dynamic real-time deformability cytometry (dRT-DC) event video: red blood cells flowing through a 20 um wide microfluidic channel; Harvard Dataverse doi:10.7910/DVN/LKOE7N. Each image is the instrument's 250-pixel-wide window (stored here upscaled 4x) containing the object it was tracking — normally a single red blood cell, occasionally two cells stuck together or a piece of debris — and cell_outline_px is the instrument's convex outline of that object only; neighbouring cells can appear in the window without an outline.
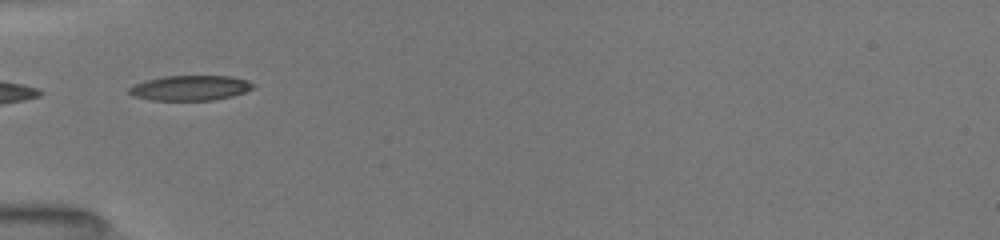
{"species": "common noctule bat (a hibernating species)", "species_latin": "Nyctalus noctula", "temperature_condition": "room temperature", "stored_images_in_passage": 15, "camera_frame_rate_fps": 3000, "um_per_image_px": 0.085, "animal": {"sex": "female", "body_mass_g": 19.5, "forearm_length_mm": 54.1}, "frame": {"image": 1, "passage_image": 1, "time_ms": 0.0, "image_size_px": [1000, 240], "cell_outline_px": [[256, 88], [232, 96], [212, 100], [152, 100], [132, 96], [128, 92], [128, 88], [132, 84], [164, 76], [232, 76], [248, 80], [256, 84]], "centroid_in_image_um": [16.19, 7.47], "position_along_channel_um": 68.8, "area_um2": 18.26}}
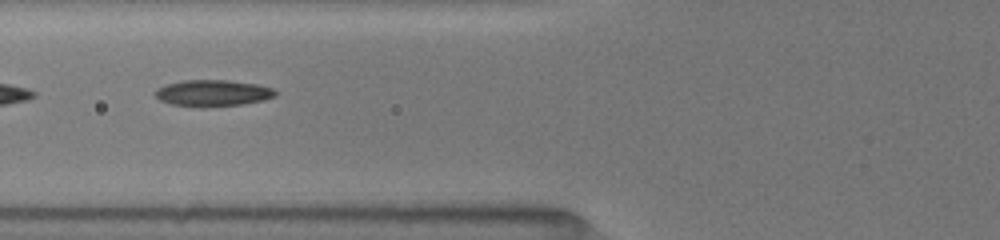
{"frame": {"image": 2, "passage_image": 4, "time_ms": 1.0, "image_size_px": [1000, 240], "cell_outline_px": [[276, 96], [264, 100], [240, 104], [200, 108], [172, 104], [160, 100], [156, 96], [156, 92], [164, 84], [184, 80], [228, 80], [256, 84], [272, 88], [276, 92]], "centroid_in_image_um": [18.09, 7.91], "position_along_channel_um": 107.7, "area_um2": 18.44}}
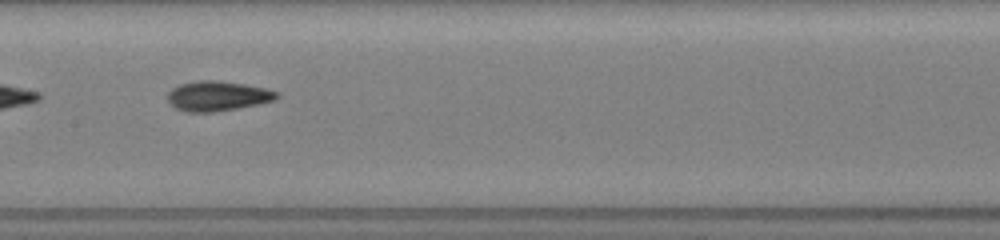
{"frame": {"image": 3, "passage_image": 12, "time_ms": 3.0, "image_size_px": [1000, 240], "cell_outline_px": [[280, 96], [276, 100], [260, 104], [212, 112], [184, 112], [176, 108], [168, 100], [168, 92], [172, 88], [180, 84], [196, 80], [216, 80], [244, 84], [264, 88], [280, 92]], "centroid_in_image_um": [18.52, 8.16], "position_along_channel_um": 188.9, "area_um2": 19.07}}